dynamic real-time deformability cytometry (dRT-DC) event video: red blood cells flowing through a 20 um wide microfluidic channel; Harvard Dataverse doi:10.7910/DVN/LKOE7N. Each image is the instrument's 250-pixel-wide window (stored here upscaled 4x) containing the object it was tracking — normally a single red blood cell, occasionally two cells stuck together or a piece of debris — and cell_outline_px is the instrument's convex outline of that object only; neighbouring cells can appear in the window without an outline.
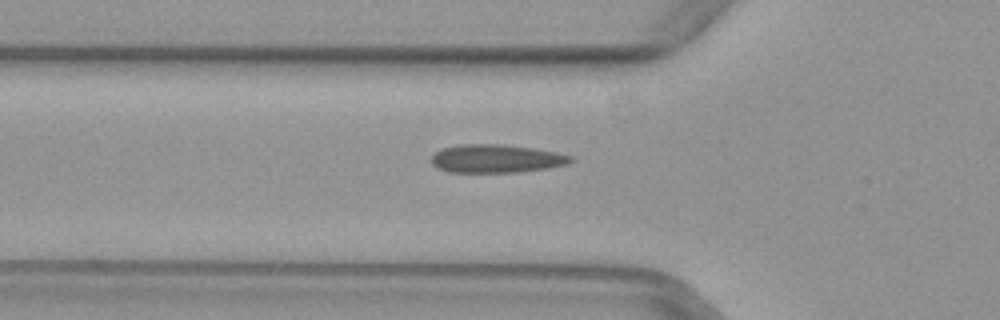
{"species": "common noctule bat (a hibernating species)", "species_latin": "Nyctalus noctula", "temperature_condition": "warm", "stored_images_in_passage": 36, "camera_frame_rate_fps": 3000, "um_per_image_px": 0.085, "animal": {"sex": "female", "body_mass_g": 29.2, "forearm_length_mm": 56.3}, "frame": {"image": 1, "passage_image": 3, "time_ms": 0.667, "image_size_px": [1000, 320], "cell_outline_px": [[572, 160], [568, 164], [548, 168], [516, 172], [448, 172], [436, 168], [432, 164], [432, 156], [436, 152], [444, 148], [460, 144], [504, 144], [532, 148], [556, 152], [572, 156]], "centroid_in_image_um": [42.17, 13.48], "position_along_channel_um": 83.6, "area_um2": 22.89}}
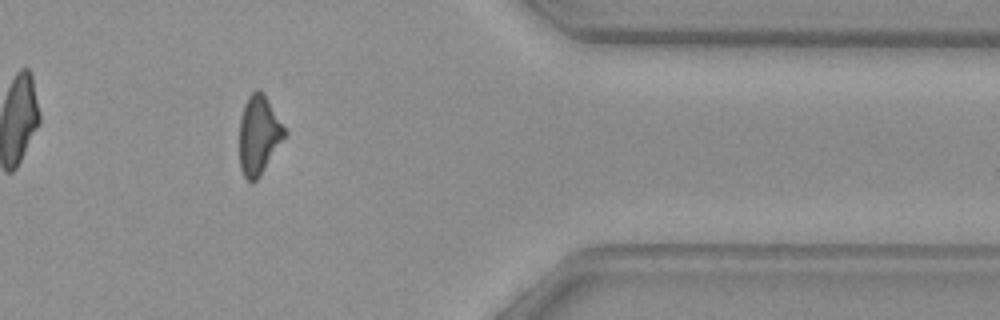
{"frame": {"image": 2, "passage_image": 27, "time_ms": 8.667, "image_size_px": [1000, 320], "cell_outline_px": [[288, 132], [260, 176], [252, 184], [244, 176], [240, 168], [240, 116], [244, 104], [248, 96], [256, 88], [264, 92]], "centroid_in_image_um": [22.0, 11.45], "position_along_channel_um": 389.4, "area_um2": 20.92}}
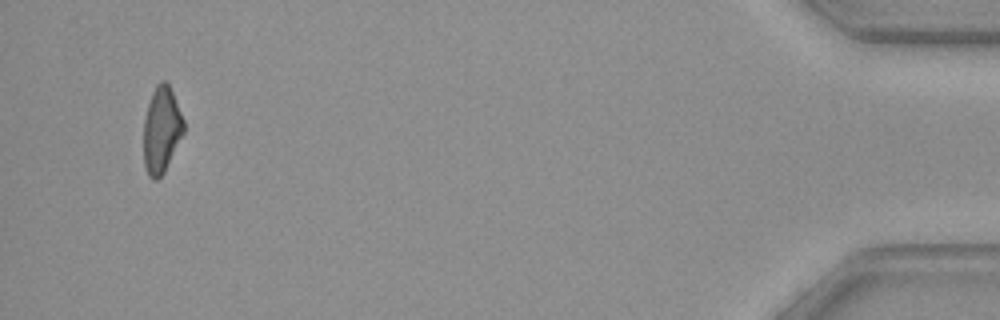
{"frame": {"image": 3, "passage_image": 34, "time_ms": 11.0, "image_size_px": [1000, 320], "cell_outline_px": [[184, 132], [164, 172], [156, 180], [152, 180], [148, 176], [144, 164], [144, 120], [148, 104], [152, 92], [156, 84], [160, 80], [164, 80], [168, 84], [172, 92], [184, 120]], "centroid_in_image_um": [13.72, 11.04], "position_along_channel_um": 421.5, "area_um2": 20.0}}